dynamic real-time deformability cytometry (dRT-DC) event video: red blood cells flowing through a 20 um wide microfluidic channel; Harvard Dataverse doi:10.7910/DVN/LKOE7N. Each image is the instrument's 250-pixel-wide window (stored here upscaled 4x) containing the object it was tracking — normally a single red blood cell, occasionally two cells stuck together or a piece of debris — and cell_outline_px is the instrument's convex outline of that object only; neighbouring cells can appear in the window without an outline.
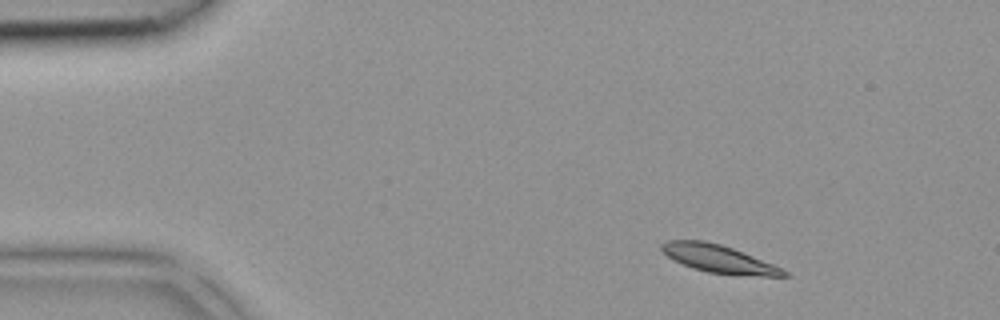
{"species": "common noctule bat (a hibernating species)", "species_latin": "Nyctalus noctula", "temperature_condition": "room temperature", "stored_images_in_passage": 37, "camera_frame_rate_fps": 3000, "um_per_image_px": 0.085, "animal": {"sex": "female", "body_mass_g": 18.4}, "frame": {"image": 1, "passage_image": 1, "time_ms": 0.0, "image_size_px": [1000, 320], "cell_outline_px": [[788, 276], [760, 276], [708, 272], [692, 268], [668, 256], [660, 248], [660, 244], [668, 240], [704, 240], [720, 244], [732, 248], [784, 268], [788, 272]], "centroid_in_image_um": [61.12, 21.99], "position_along_channel_um": 23.9, "area_um2": 19.54}}
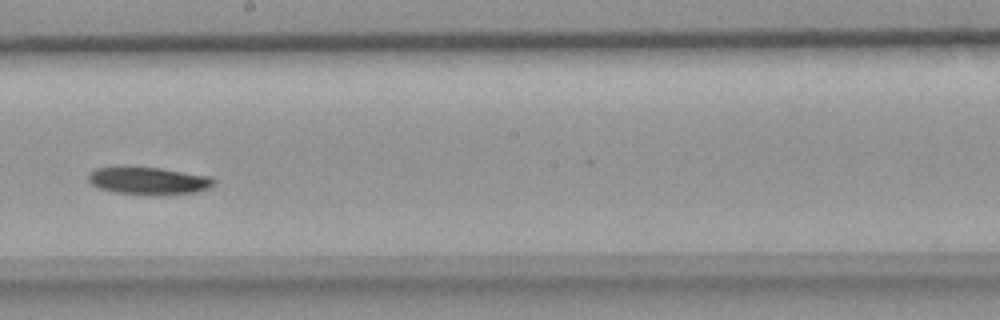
{"frame": {"image": 2, "passage_image": 19, "time_ms": 6.0, "image_size_px": [1000, 320], "cell_outline_px": [[216, 184], [200, 192], [160, 196], [156, 196], [116, 192], [100, 188], [92, 184], [88, 180], [88, 172], [96, 168], [116, 164], [128, 164], [160, 168], [212, 176], [216, 180]], "centroid_in_image_um": [12.62, 15.33], "position_along_channel_um": 235.6, "area_um2": 21.33}}
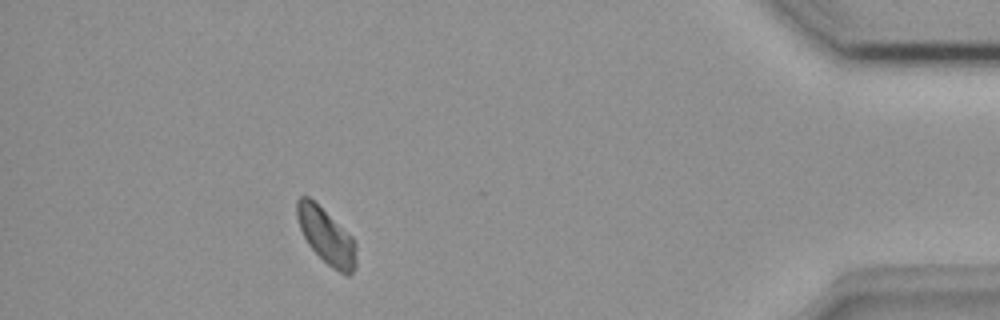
{"frame": {"image": 3, "passage_image": 33, "time_ms": 10.667, "image_size_px": [1000, 320], "cell_outline_px": [[356, 268], [348, 276], [344, 276], [332, 268], [308, 244], [300, 228], [296, 216], [296, 200], [300, 196], [308, 196], [352, 236], [356, 244]], "centroid_in_image_um": [27.75, 20.09], "position_along_channel_um": 407.5, "area_um2": 19.07}}